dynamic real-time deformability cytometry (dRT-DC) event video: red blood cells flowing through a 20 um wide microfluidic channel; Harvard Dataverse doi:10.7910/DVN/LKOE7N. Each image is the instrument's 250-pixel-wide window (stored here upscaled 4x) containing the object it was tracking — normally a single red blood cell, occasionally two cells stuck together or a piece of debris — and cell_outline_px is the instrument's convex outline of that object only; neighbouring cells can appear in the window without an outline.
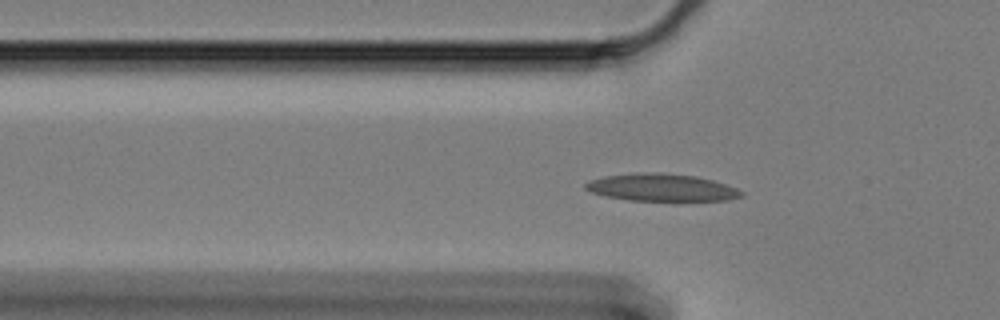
{"species": "Egyptian fruit bat (a non-hibernating species)", "species_latin": "Rousettus aegyptiacus", "temperature_condition": "cold", "stored_images_in_passage": 54, "camera_frame_rate_fps": 3000, "um_per_image_px": 0.085, "animal": {"sex": "female"}, "frame": {"image": 1, "passage_image": 19, "time_ms": 6.0, "image_size_px": [1000, 320], "cell_outline_px": [[744, 196], [724, 200], [628, 200], [604, 196], [592, 192], [584, 188], [584, 184], [588, 180], [604, 176], [636, 172], [660, 172], [696, 176], [712, 180], [736, 188], [744, 192]], "centroid_in_image_um": [56.18, 15.92], "position_along_channel_um": 69.6, "area_um2": 24.85}}
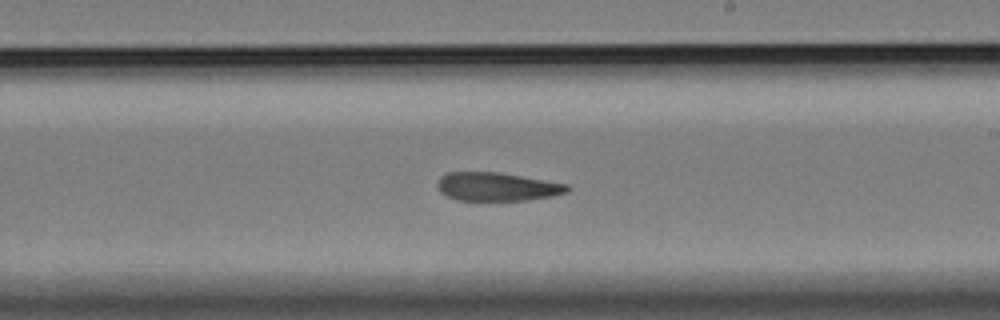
{"frame": {"image": 2, "passage_image": 35, "time_ms": 11.333, "image_size_px": [1000, 320], "cell_outline_px": [[572, 188], [568, 192], [552, 196], [528, 200], [456, 200], [440, 192], [436, 184], [440, 176], [448, 172], [496, 172], [568, 184]], "centroid_in_image_um": [42.24, 15.87], "position_along_channel_um": 246.8, "area_um2": 21.5}}
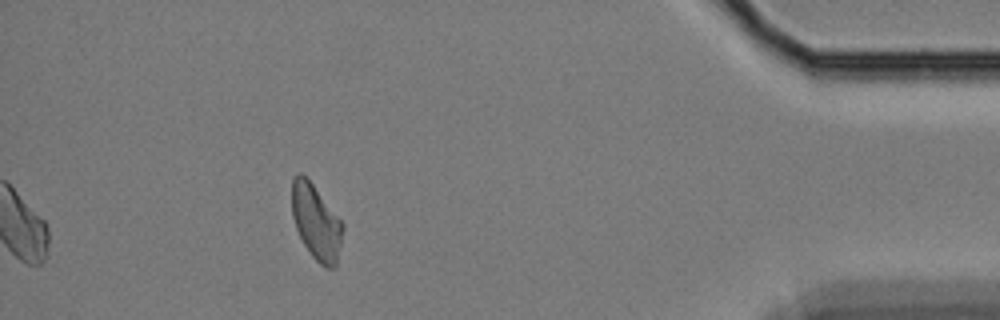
{"frame": {"image": 3, "passage_image": 54, "time_ms": 17.667, "image_size_px": [1000, 320], "cell_outline_px": [[344, 228], [336, 264], [332, 268], [324, 268], [312, 256], [304, 244], [296, 228], [292, 216], [292, 180], [296, 172], [300, 172], [312, 184], [344, 224]], "centroid_in_image_um": [26.86, 18.89], "position_along_channel_um": 408.3, "area_um2": 21.96}, "authors_computed_cell_mechanics": {"area_um2": 23.1489, "velocity_mm_per_s": 3.3151, "shape_relaxation_time_tau1_ms": 8.0897, "shape_relaxation_time_tau2_ms": 3.8334, "deformation_change_tau1": 0.171, "deformation_change_tau2": 0.117}}